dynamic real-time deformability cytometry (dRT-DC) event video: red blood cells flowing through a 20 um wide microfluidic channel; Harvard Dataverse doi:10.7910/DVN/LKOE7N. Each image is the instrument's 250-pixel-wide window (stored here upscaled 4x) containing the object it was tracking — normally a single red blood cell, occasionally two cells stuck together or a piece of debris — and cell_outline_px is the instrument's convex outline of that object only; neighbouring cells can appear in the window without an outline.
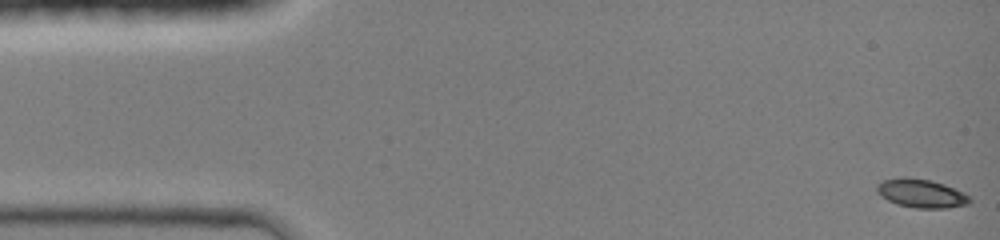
{"species": "common noctule bat (a hibernating species)", "species_latin": "Nyctalus noctula", "temperature_condition": "room temperature", "stored_images_in_passage": 45, "camera_frame_rate_fps": 3000, "um_per_image_px": 0.085, "animal": {"sex": "female", "body_mass_g": 19.0, "forearm_length_mm": 51.5}, "frame": {"image": 1, "passage_image": 1, "time_ms": 0.0, "image_size_px": [1000, 240], "cell_outline_px": [[972, 200], [968, 204], [948, 208], [916, 208], [896, 204], [880, 196], [876, 192], [876, 184], [884, 180], [904, 176], [932, 180], [944, 184], [964, 192]], "centroid_in_image_um": [78.29, 16.43], "position_along_channel_um": 6.7, "area_um2": 15.66}}
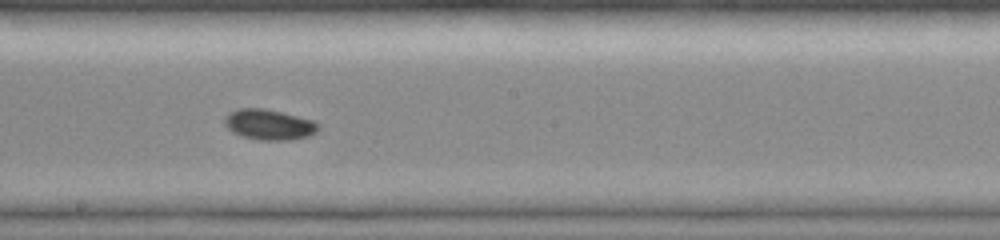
{"frame": {"image": 2, "passage_image": 25, "time_ms": 8.0, "image_size_px": [1000, 240], "cell_outline_px": [[320, 128], [316, 132], [308, 136], [288, 140], [260, 140], [244, 136], [232, 132], [224, 124], [224, 116], [228, 112], [240, 108], [264, 108], [312, 120], [320, 124]], "centroid_in_image_um": [22.85, 10.58], "position_along_channel_um": 225.3, "area_um2": 16.59}}
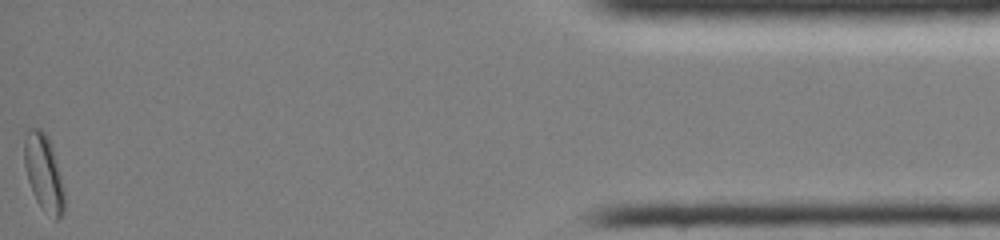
{"frame": {"image": 3, "passage_image": 45, "time_ms": 14.667, "image_size_px": [1000, 240], "cell_outline_px": [[64, 212], [60, 220], [56, 220], [36, 200], [32, 192], [28, 180], [24, 164], [24, 140], [28, 128], [40, 128], [48, 136], [52, 144], [64, 192]], "centroid_in_image_um": [3.71, 14.64], "position_along_channel_um": 431.5, "area_um2": 17.74}, "authors_computed_cell_mechanics": {"area_um2": 15.4326, "velocity_mm_per_s": 4.2906, "shape_relaxation_time_tau1_ms": 2.841, "shape_relaxation_time_tau2_ms": 2.3731, "deformation_change_tau1": 0.0942, "deformation_change_tau2": 0.0396}}